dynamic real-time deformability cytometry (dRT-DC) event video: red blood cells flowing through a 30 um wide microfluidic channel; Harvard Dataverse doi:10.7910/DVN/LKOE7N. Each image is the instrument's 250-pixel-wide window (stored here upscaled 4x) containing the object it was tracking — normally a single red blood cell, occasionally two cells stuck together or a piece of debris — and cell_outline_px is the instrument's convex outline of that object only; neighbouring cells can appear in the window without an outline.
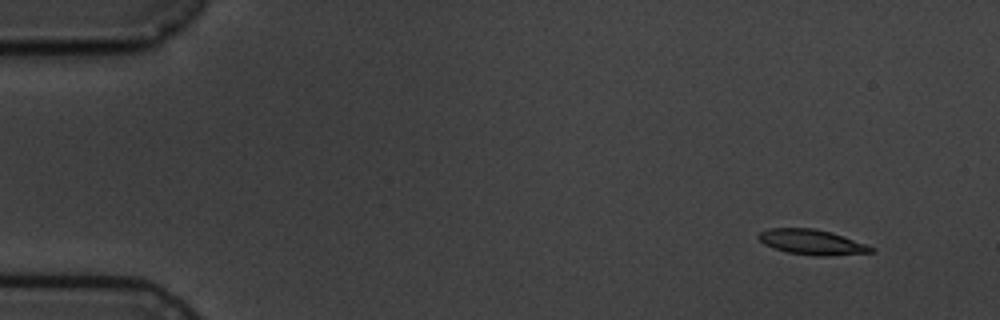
{"species": "common noctule bat (a hibernating species)", "species_latin": "Nyctalus noctula", "temperature_condition": "cold", "stored_images_in_passage": 6, "camera_frame_rate_fps": 3000, "um_per_image_px": 0.085, "animal": {"sex": "male", "body_mass_g": 19.5, "forearm_length_mm": 54.6}, "frame": {"image": 1, "passage_image": 1, "time_ms": 0.0, "image_size_px": [1000, 320], "cell_outline_px": [[876, 252], [828, 256], [816, 256], [788, 252], [772, 248], [764, 244], [756, 236], [760, 232], [768, 228], [812, 228], [832, 232], [876, 248]], "centroid_in_image_um": [69.01, 20.58], "position_along_channel_um": 16.0, "area_um2": 16.59}}
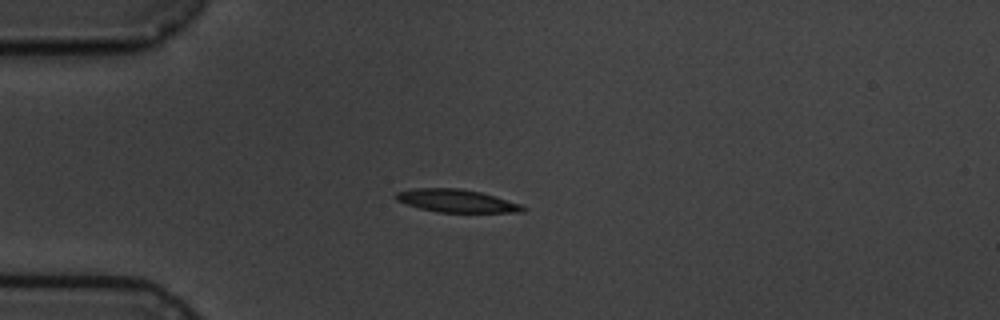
{"frame": {"image": 2, "passage_image": 4, "time_ms": 3.333, "image_size_px": [1000, 320], "cell_outline_px": [[528, 208], [524, 212], [440, 212], [420, 208], [396, 200], [396, 192], [416, 188], [460, 188], [480, 192], [496, 196], [520, 204]], "centroid_in_image_um": [38.85, 17.07], "position_along_channel_um": 46.2, "area_um2": 16.76}}
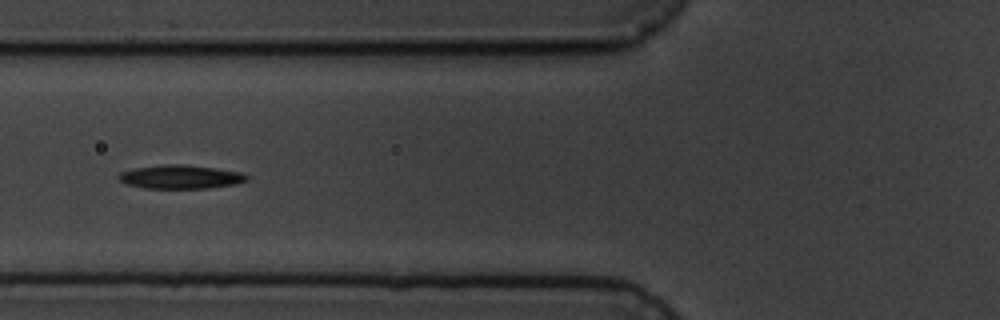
{"frame": {"image": 3, "passage_image": 6, "time_ms": 5.667, "image_size_px": [1000, 320], "cell_outline_px": [[248, 180], [236, 184], [208, 188], [144, 188], [128, 184], [120, 180], [116, 176], [120, 172], [136, 168], [160, 164], [184, 164], [216, 168], [240, 172], [248, 176]], "centroid_in_image_um": [15.35, 15.03], "position_along_channel_um": 110.5, "area_um2": 17.69}}